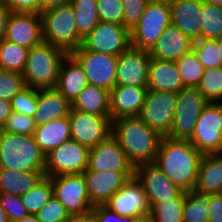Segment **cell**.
<instances>
[{
	"label": "cell",
	"instance_id": "6da1fadb",
	"mask_svg": "<svg viewBox=\"0 0 222 222\" xmlns=\"http://www.w3.org/2000/svg\"><path fill=\"white\" fill-rule=\"evenodd\" d=\"M202 154L189 140L162 137L154 163L182 190L193 191Z\"/></svg>",
	"mask_w": 222,
	"mask_h": 222
},
{
	"label": "cell",
	"instance_id": "7a4b0ae2",
	"mask_svg": "<svg viewBox=\"0 0 222 222\" xmlns=\"http://www.w3.org/2000/svg\"><path fill=\"white\" fill-rule=\"evenodd\" d=\"M135 167L155 161L161 136L138 116L112 121V134Z\"/></svg>",
	"mask_w": 222,
	"mask_h": 222
},
{
	"label": "cell",
	"instance_id": "3957f363",
	"mask_svg": "<svg viewBox=\"0 0 222 222\" xmlns=\"http://www.w3.org/2000/svg\"><path fill=\"white\" fill-rule=\"evenodd\" d=\"M67 55L64 50L44 41L29 49L22 72L26 87L55 88L62 61Z\"/></svg>",
	"mask_w": 222,
	"mask_h": 222
},
{
	"label": "cell",
	"instance_id": "277c9868",
	"mask_svg": "<svg viewBox=\"0 0 222 222\" xmlns=\"http://www.w3.org/2000/svg\"><path fill=\"white\" fill-rule=\"evenodd\" d=\"M0 168L45 172V154L37 145L34 136L0 130Z\"/></svg>",
	"mask_w": 222,
	"mask_h": 222
},
{
	"label": "cell",
	"instance_id": "5b68a950",
	"mask_svg": "<svg viewBox=\"0 0 222 222\" xmlns=\"http://www.w3.org/2000/svg\"><path fill=\"white\" fill-rule=\"evenodd\" d=\"M42 39L68 54L78 49L83 38L78 34L71 3L40 13Z\"/></svg>",
	"mask_w": 222,
	"mask_h": 222
},
{
	"label": "cell",
	"instance_id": "8992f818",
	"mask_svg": "<svg viewBox=\"0 0 222 222\" xmlns=\"http://www.w3.org/2000/svg\"><path fill=\"white\" fill-rule=\"evenodd\" d=\"M170 24L169 0H150L139 22L130 30L131 45L149 52Z\"/></svg>",
	"mask_w": 222,
	"mask_h": 222
},
{
	"label": "cell",
	"instance_id": "52a82bcc",
	"mask_svg": "<svg viewBox=\"0 0 222 222\" xmlns=\"http://www.w3.org/2000/svg\"><path fill=\"white\" fill-rule=\"evenodd\" d=\"M189 141L202 155L222 154L221 102H209L204 107Z\"/></svg>",
	"mask_w": 222,
	"mask_h": 222
},
{
	"label": "cell",
	"instance_id": "ba28073f",
	"mask_svg": "<svg viewBox=\"0 0 222 222\" xmlns=\"http://www.w3.org/2000/svg\"><path fill=\"white\" fill-rule=\"evenodd\" d=\"M209 102L197 88H184L177 93L172 128L167 137L189 140L197 120Z\"/></svg>",
	"mask_w": 222,
	"mask_h": 222
},
{
	"label": "cell",
	"instance_id": "9c48e42d",
	"mask_svg": "<svg viewBox=\"0 0 222 222\" xmlns=\"http://www.w3.org/2000/svg\"><path fill=\"white\" fill-rule=\"evenodd\" d=\"M90 149L68 140L45 155V176L81 174L88 168Z\"/></svg>",
	"mask_w": 222,
	"mask_h": 222
},
{
	"label": "cell",
	"instance_id": "30bf717a",
	"mask_svg": "<svg viewBox=\"0 0 222 222\" xmlns=\"http://www.w3.org/2000/svg\"><path fill=\"white\" fill-rule=\"evenodd\" d=\"M71 55L82 66L89 85L111 91L116 86L118 56L87 50L83 45Z\"/></svg>",
	"mask_w": 222,
	"mask_h": 222
},
{
	"label": "cell",
	"instance_id": "8fae6325",
	"mask_svg": "<svg viewBox=\"0 0 222 222\" xmlns=\"http://www.w3.org/2000/svg\"><path fill=\"white\" fill-rule=\"evenodd\" d=\"M177 93L148 90L139 118L161 137L172 128Z\"/></svg>",
	"mask_w": 222,
	"mask_h": 222
},
{
	"label": "cell",
	"instance_id": "7c38bea8",
	"mask_svg": "<svg viewBox=\"0 0 222 222\" xmlns=\"http://www.w3.org/2000/svg\"><path fill=\"white\" fill-rule=\"evenodd\" d=\"M68 117L71 140L89 149L97 146L112 134L110 116H98L71 108Z\"/></svg>",
	"mask_w": 222,
	"mask_h": 222
},
{
	"label": "cell",
	"instance_id": "4fadbf2b",
	"mask_svg": "<svg viewBox=\"0 0 222 222\" xmlns=\"http://www.w3.org/2000/svg\"><path fill=\"white\" fill-rule=\"evenodd\" d=\"M53 195L63 204L70 215H84L93 206L90 203L87 185L83 174H70L49 177Z\"/></svg>",
	"mask_w": 222,
	"mask_h": 222
},
{
	"label": "cell",
	"instance_id": "5bb4252c",
	"mask_svg": "<svg viewBox=\"0 0 222 222\" xmlns=\"http://www.w3.org/2000/svg\"><path fill=\"white\" fill-rule=\"evenodd\" d=\"M134 175L142 184L150 208L158 202L186 196V191L174 184L154 162L139 164Z\"/></svg>",
	"mask_w": 222,
	"mask_h": 222
},
{
	"label": "cell",
	"instance_id": "9a60e30c",
	"mask_svg": "<svg viewBox=\"0 0 222 222\" xmlns=\"http://www.w3.org/2000/svg\"><path fill=\"white\" fill-rule=\"evenodd\" d=\"M82 45L90 51L119 56L131 45L130 30L120 24L100 21L83 38Z\"/></svg>",
	"mask_w": 222,
	"mask_h": 222
},
{
	"label": "cell",
	"instance_id": "2e32d148",
	"mask_svg": "<svg viewBox=\"0 0 222 222\" xmlns=\"http://www.w3.org/2000/svg\"><path fill=\"white\" fill-rule=\"evenodd\" d=\"M104 205L120 216L136 220L150 215L147 195L135 175L130 177L125 185L115 192Z\"/></svg>",
	"mask_w": 222,
	"mask_h": 222
},
{
	"label": "cell",
	"instance_id": "e0dca14e",
	"mask_svg": "<svg viewBox=\"0 0 222 222\" xmlns=\"http://www.w3.org/2000/svg\"><path fill=\"white\" fill-rule=\"evenodd\" d=\"M151 56L130 45L117 60L116 85L147 87Z\"/></svg>",
	"mask_w": 222,
	"mask_h": 222
},
{
	"label": "cell",
	"instance_id": "ac0fdd59",
	"mask_svg": "<svg viewBox=\"0 0 222 222\" xmlns=\"http://www.w3.org/2000/svg\"><path fill=\"white\" fill-rule=\"evenodd\" d=\"M86 170L135 172L126 153L112 135L90 149Z\"/></svg>",
	"mask_w": 222,
	"mask_h": 222
},
{
	"label": "cell",
	"instance_id": "d6986e66",
	"mask_svg": "<svg viewBox=\"0 0 222 222\" xmlns=\"http://www.w3.org/2000/svg\"><path fill=\"white\" fill-rule=\"evenodd\" d=\"M82 174L92 206L104 205L115 192L125 185L130 177L134 176V172H99L94 170H85Z\"/></svg>",
	"mask_w": 222,
	"mask_h": 222
},
{
	"label": "cell",
	"instance_id": "ffe728a7",
	"mask_svg": "<svg viewBox=\"0 0 222 222\" xmlns=\"http://www.w3.org/2000/svg\"><path fill=\"white\" fill-rule=\"evenodd\" d=\"M4 39L27 49L39 45L43 41L40 14L11 12Z\"/></svg>",
	"mask_w": 222,
	"mask_h": 222
},
{
	"label": "cell",
	"instance_id": "44dd1931",
	"mask_svg": "<svg viewBox=\"0 0 222 222\" xmlns=\"http://www.w3.org/2000/svg\"><path fill=\"white\" fill-rule=\"evenodd\" d=\"M147 87L116 85L110 91L111 121L139 116L145 98Z\"/></svg>",
	"mask_w": 222,
	"mask_h": 222
},
{
	"label": "cell",
	"instance_id": "7402d4cb",
	"mask_svg": "<svg viewBox=\"0 0 222 222\" xmlns=\"http://www.w3.org/2000/svg\"><path fill=\"white\" fill-rule=\"evenodd\" d=\"M171 24L193 42L201 39V0H169Z\"/></svg>",
	"mask_w": 222,
	"mask_h": 222
},
{
	"label": "cell",
	"instance_id": "603a6c76",
	"mask_svg": "<svg viewBox=\"0 0 222 222\" xmlns=\"http://www.w3.org/2000/svg\"><path fill=\"white\" fill-rule=\"evenodd\" d=\"M193 41L180 29L170 24L149 51L151 58L176 61L191 51Z\"/></svg>",
	"mask_w": 222,
	"mask_h": 222
},
{
	"label": "cell",
	"instance_id": "cb8c5ba5",
	"mask_svg": "<svg viewBox=\"0 0 222 222\" xmlns=\"http://www.w3.org/2000/svg\"><path fill=\"white\" fill-rule=\"evenodd\" d=\"M186 88L174 61L151 58L147 89L159 92L178 93Z\"/></svg>",
	"mask_w": 222,
	"mask_h": 222
},
{
	"label": "cell",
	"instance_id": "d4e9b609",
	"mask_svg": "<svg viewBox=\"0 0 222 222\" xmlns=\"http://www.w3.org/2000/svg\"><path fill=\"white\" fill-rule=\"evenodd\" d=\"M88 85L82 66L68 54L62 61L55 89L71 104L81 90Z\"/></svg>",
	"mask_w": 222,
	"mask_h": 222
},
{
	"label": "cell",
	"instance_id": "484cf974",
	"mask_svg": "<svg viewBox=\"0 0 222 222\" xmlns=\"http://www.w3.org/2000/svg\"><path fill=\"white\" fill-rule=\"evenodd\" d=\"M71 103L55 88L38 90V105L33 116L36 126L69 115Z\"/></svg>",
	"mask_w": 222,
	"mask_h": 222
},
{
	"label": "cell",
	"instance_id": "4316f807",
	"mask_svg": "<svg viewBox=\"0 0 222 222\" xmlns=\"http://www.w3.org/2000/svg\"><path fill=\"white\" fill-rule=\"evenodd\" d=\"M193 191L200 195L222 193V154L202 156Z\"/></svg>",
	"mask_w": 222,
	"mask_h": 222
},
{
	"label": "cell",
	"instance_id": "83f0119b",
	"mask_svg": "<svg viewBox=\"0 0 222 222\" xmlns=\"http://www.w3.org/2000/svg\"><path fill=\"white\" fill-rule=\"evenodd\" d=\"M34 138L41 151L47 155L51 150L71 139L69 117L36 126Z\"/></svg>",
	"mask_w": 222,
	"mask_h": 222
},
{
	"label": "cell",
	"instance_id": "f1b7e54d",
	"mask_svg": "<svg viewBox=\"0 0 222 222\" xmlns=\"http://www.w3.org/2000/svg\"><path fill=\"white\" fill-rule=\"evenodd\" d=\"M71 108L98 116H110V91L88 84L78 94Z\"/></svg>",
	"mask_w": 222,
	"mask_h": 222
},
{
	"label": "cell",
	"instance_id": "f546056e",
	"mask_svg": "<svg viewBox=\"0 0 222 222\" xmlns=\"http://www.w3.org/2000/svg\"><path fill=\"white\" fill-rule=\"evenodd\" d=\"M44 176L45 172L0 168V193L20 196L32 189Z\"/></svg>",
	"mask_w": 222,
	"mask_h": 222
},
{
	"label": "cell",
	"instance_id": "4dcf8cb0",
	"mask_svg": "<svg viewBox=\"0 0 222 222\" xmlns=\"http://www.w3.org/2000/svg\"><path fill=\"white\" fill-rule=\"evenodd\" d=\"M75 12V23L78 34L84 38L100 22L97 11V0H71Z\"/></svg>",
	"mask_w": 222,
	"mask_h": 222
},
{
	"label": "cell",
	"instance_id": "1f68e13d",
	"mask_svg": "<svg viewBox=\"0 0 222 222\" xmlns=\"http://www.w3.org/2000/svg\"><path fill=\"white\" fill-rule=\"evenodd\" d=\"M28 50L11 41L0 42V69L22 74L25 69Z\"/></svg>",
	"mask_w": 222,
	"mask_h": 222
},
{
	"label": "cell",
	"instance_id": "d6a6232c",
	"mask_svg": "<svg viewBox=\"0 0 222 222\" xmlns=\"http://www.w3.org/2000/svg\"><path fill=\"white\" fill-rule=\"evenodd\" d=\"M53 187L51 179L44 176L32 189L27 193L20 195L29 215H35L52 197Z\"/></svg>",
	"mask_w": 222,
	"mask_h": 222
},
{
	"label": "cell",
	"instance_id": "836d02e7",
	"mask_svg": "<svg viewBox=\"0 0 222 222\" xmlns=\"http://www.w3.org/2000/svg\"><path fill=\"white\" fill-rule=\"evenodd\" d=\"M222 38V7L202 2L201 39Z\"/></svg>",
	"mask_w": 222,
	"mask_h": 222
},
{
	"label": "cell",
	"instance_id": "e575fe53",
	"mask_svg": "<svg viewBox=\"0 0 222 222\" xmlns=\"http://www.w3.org/2000/svg\"><path fill=\"white\" fill-rule=\"evenodd\" d=\"M185 87L196 88L205 73V68L190 51L175 61Z\"/></svg>",
	"mask_w": 222,
	"mask_h": 222
},
{
	"label": "cell",
	"instance_id": "d590c367",
	"mask_svg": "<svg viewBox=\"0 0 222 222\" xmlns=\"http://www.w3.org/2000/svg\"><path fill=\"white\" fill-rule=\"evenodd\" d=\"M185 198L167 199L150 208L152 222H183V206Z\"/></svg>",
	"mask_w": 222,
	"mask_h": 222
},
{
	"label": "cell",
	"instance_id": "8d00e7d4",
	"mask_svg": "<svg viewBox=\"0 0 222 222\" xmlns=\"http://www.w3.org/2000/svg\"><path fill=\"white\" fill-rule=\"evenodd\" d=\"M183 222H209L207 195L186 192L183 206Z\"/></svg>",
	"mask_w": 222,
	"mask_h": 222
},
{
	"label": "cell",
	"instance_id": "74e56055",
	"mask_svg": "<svg viewBox=\"0 0 222 222\" xmlns=\"http://www.w3.org/2000/svg\"><path fill=\"white\" fill-rule=\"evenodd\" d=\"M208 102L222 101V67L206 69L196 87Z\"/></svg>",
	"mask_w": 222,
	"mask_h": 222
},
{
	"label": "cell",
	"instance_id": "f35d334b",
	"mask_svg": "<svg viewBox=\"0 0 222 222\" xmlns=\"http://www.w3.org/2000/svg\"><path fill=\"white\" fill-rule=\"evenodd\" d=\"M191 51L205 69L221 67L218 39H199L194 41Z\"/></svg>",
	"mask_w": 222,
	"mask_h": 222
},
{
	"label": "cell",
	"instance_id": "ab89813d",
	"mask_svg": "<svg viewBox=\"0 0 222 222\" xmlns=\"http://www.w3.org/2000/svg\"><path fill=\"white\" fill-rule=\"evenodd\" d=\"M25 87L22 74L0 69V100L11 101Z\"/></svg>",
	"mask_w": 222,
	"mask_h": 222
},
{
	"label": "cell",
	"instance_id": "60d3db41",
	"mask_svg": "<svg viewBox=\"0 0 222 222\" xmlns=\"http://www.w3.org/2000/svg\"><path fill=\"white\" fill-rule=\"evenodd\" d=\"M36 124L34 118L29 115L12 111L1 131L12 134L34 136Z\"/></svg>",
	"mask_w": 222,
	"mask_h": 222
},
{
	"label": "cell",
	"instance_id": "b9f144b4",
	"mask_svg": "<svg viewBox=\"0 0 222 222\" xmlns=\"http://www.w3.org/2000/svg\"><path fill=\"white\" fill-rule=\"evenodd\" d=\"M10 102L12 111L33 117L38 105V89L25 87Z\"/></svg>",
	"mask_w": 222,
	"mask_h": 222
},
{
	"label": "cell",
	"instance_id": "7bdbcfd3",
	"mask_svg": "<svg viewBox=\"0 0 222 222\" xmlns=\"http://www.w3.org/2000/svg\"><path fill=\"white\" fill-rule=\"evenodd\" d=\"M35 216L40 222H66L70 214L63 204L52 195Z\"/></svg>",
	"mask_w": 222,
	"mask_h": 222
},
{
	"label": "cell",
	"instance_id": "ee69618b",
	"mask_svg": "<svg viewBox=\"0 0 222 222\" xmlns=\"http://www.w3.org/2000/svg\"><path fill=\"white\" fill-rule=\"evenodd\" d=\"M100 21L123 25V5L121 0H97Z\"/></svg>",
	"mask_w": 222,
	"mask_h": 222
},
{
	"label": "cell",
	"instance_id": "f6af8a7d",
	"mask_svg": "<svg viewBox=\"0 0 222 222\" xmlns=\"http://www.w3.org/2000/svg\"><path fill=\"white\" fill-rule=\"evenodd\" d=\"M0 203L9 222L20 220L29 215L18 195L0 193Z\"/></svg>",
	"mask_w": 222,
	"mask_h": 222
},
{
	"label": "cell",
	"instance_id": "bcb514c9",
	"mask_svg": "<svg viewBox=\"0 0 222 222\" xmlns=\"http://www.w3.org/2000/svg\"><path fill=\"white\" fill-rule=\"evenodd\" d=\"M123 5V26L132 30L139 22L150 0H121Z\"/></svg>",
	"mask_w": 222,
	"mask_h": 222
},
{
	"label": "cell",
	"instance_id": "7dc6e473",
	"mask_svg": "<svg viewBox=\"0 0 222 222\" xmlns=\"http://www.w3.org/2000/svg\"><path fill=\"white\" fill-rule=\"evenodd\" d=\"M4 5L11 12L41 13V0H5Z\"/></svg>",
	"mask_w": 222,
	"mask_h": 222
},
{
	"label": "cell",
	"instance_id": "c3c4849f",
	"mask_svg": "<svg viewBox=\"0 0 222 222\" xmlns=\"http://www.w3.org/2000/svg\"><path fill=\"white\" fill-rule=\"evenodd\" d=\"M91 211L97 222H134L136 220L134 218L120 216L105 205L93 206Z\"/></svg>",
	"mask_w": 222,
	"mask_h": 222
},
{
	"label": "cell",
	"instance_id": "681fc988",
	"mask_svg": "<svg viewBox=\"0 0 222 222\" xmlns=\"http://www.w3.org/2000/svg\"><path fill=\"white\" fill-rule=\"evenodd\" d=\"M209 222H222V193L207 195Z\"/></svg>",
	"mask_w": 222,
	"mask_h": 222
},
{
	"label": "cell",
	"instance_id": "f907efd6",
	"mask_svg": "<svg viewBox=\"0 0 222 222\" xmlns=\"http://www.w3.org/2000/svg\"><path fill=\"white\" fill-rule=\"evenodd\" d=\"M11 11L4 5L0 4V42L5 38L7 20Z\"/></svg>",
	"mask_w": 222,
	"mask_h": 222
},
{
	"label": "cell",
	"instance_id": "816d5d0a",
	"mask_svg": "<svg viewBox=\"0 0 222 222\" xmlns=\"http://www.w3.org/2000/svg\"><path fill=\"white\" fill-rule=\"evenodd\" d=\"M12 112L11 102L8 100H0V130L6 123Z\"/></svg>",
	"mask_w": 222,
	"mask_h": 222
},
{
	"label": "cell",
	"instance_id": "f5cc1de1",
	"mask_svg": "<svg viewBox=\"0 0 222 222\" xmlns=\"http://www.w3.org/2000/svg\"><path fill=\"white\" fill-rule=\"evenodd\" d=\"M71 0H41V12L70 3Z\"/></svg>",
	"mask_w": 222,
	"mask_h": 222
},
{
	"label": "cell",
	"instance_id": "db71d44e",
	"mask_svg": "<svg viewBox=\"0 0 222 222\" xmlns=\"http://www.w3.org/2000/svg\"><path fill=\"white\" fill-rule=\"evenodd\" d=\"M66 222H97L94 214L90 211L84 215H70Z\"/></svg>",
	"mask_w": 222,
	"mask_h": 222
},
{
	"label": "cell",
	"instance_id": "11a10c76",
	"mask_svg": "<svg viewBox=\"0 0 222 222\" xmlns=\"http://www.w3.org/2000/svg\"><path fill=\"white\" fill-rule=\"evenodd\" d=\"M14 222H40L35 215H28L20 220Z\"/></svg>",
	"mask_w": 222,
	"mask_h": 222
},
{
	"label": "cell",
	"instance_id": "9f6ffc18",
	"mask_svg": "<svg viewBox=\"0 0 222 222\" xmlns=\"http://www.w3.org/2000/svg\"><path fill=\"white\" fill-rule=\"evenodd\" d=\"M0 222H9L8 217L0 203Z\"/></svg>",
	"mask_w": 222,
	"mask_h": 222
},
{
	"label": "cell",
	"instance_id": "6f0895ef",
	"mask_svg": "<svg viewBox=\"0 0 222 222\" xmlns=\"http://www.w3.org/2000/svg\"><path fill=\"white\" fill-rule=\"evenodd\" d=\"M204 3H209V4H213V5H217V6H221L222 7V0H201Z\"/></svg>",
	"mask_w": 222,
	"mask_h": 222
},
{
	"label": "cell",
	"instance_id": "680465c9",
	"mask_svg": "<svg viewBox=\"0 0 222 222\" xmlns=\"http://www.w3.org/2000/svg\"><path fill=\"white\" fill-rule=\"evenodd\" d=\"M218 49H219V52H220L221 67H222V38L218 39Z\"/></svg>",
	"mask_w": 222,
	"mask_h": 222
},
{
	"label": "cell",
	"instance_id": "91938a15",
	"mask_svg": "<svg viewBox=\"0 0 222 222\" xmlns=\"http://www.w3.org/2000/svg\"><path fill=\"white\" fill-rule=\"evenodd\" d=\"M134 222H152L150 217H145V218H141V219H138V220H135Z\"/></svg>",
	"mask_w": 222,
	"mask_h": 222
},
{
	"label": "cell",
	"instance_id": "94428289",
	"mask_svg": "<svg viewBox=\"0 0 222 222\" xmlns=\"http://www.w3.org/2000/svg\"><path fill=\"white\" fill-rule=\"evenodd\" d=\"M4 1H5V0H0V4H4Z\"/></svg>",
	"mask_w": 222,
	"mask_h": 222
}]
</instances>
